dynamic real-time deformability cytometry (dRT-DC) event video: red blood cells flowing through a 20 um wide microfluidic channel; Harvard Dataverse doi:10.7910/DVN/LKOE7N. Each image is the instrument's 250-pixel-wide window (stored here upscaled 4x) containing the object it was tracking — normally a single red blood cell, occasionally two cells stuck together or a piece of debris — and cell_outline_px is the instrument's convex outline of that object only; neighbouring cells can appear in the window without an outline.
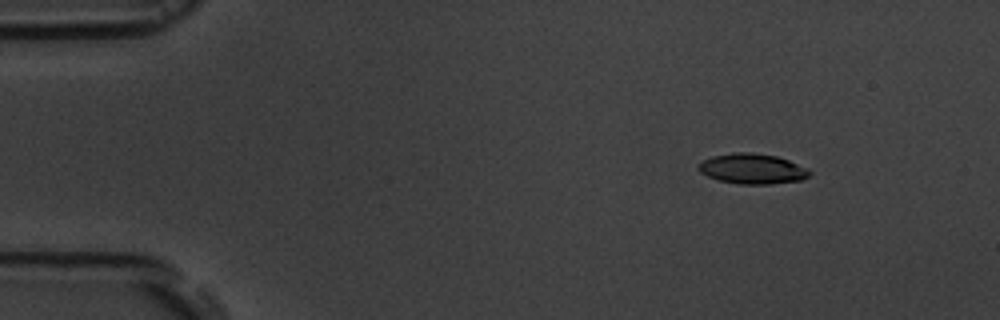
{"species": "common noctule bat (a hibernating species)", "species_latin": "Nyctalus noctula", "temperature_condition": "room temperature", "stored_images_in_passage": 3, "camera_frame_rate_fps": 3000, "um_per_image_px": 0.085, "animal": {"sex": "male", "body_mass_g": 19.5, "forearm_length_mm": 54.6}, "frame": {"image": 1, "passage_image": 1, "time_ms": 0.0, "image_size_px": [1000, 320], "cell_outline_px": [[812, 172], [808, 176], [800, 180], [768, 184], [740, 184], [720, 180], [708, 176], [700, 172], [696, 168], [704, 160], [712, 156], [732, 152], [752, 152], [776, 156], [788, 160], [808, 168]], "centroid_in_image_um": [63.95, 14.33], "position_along_channel_um": 21.1, "area_um2": 19.48}}